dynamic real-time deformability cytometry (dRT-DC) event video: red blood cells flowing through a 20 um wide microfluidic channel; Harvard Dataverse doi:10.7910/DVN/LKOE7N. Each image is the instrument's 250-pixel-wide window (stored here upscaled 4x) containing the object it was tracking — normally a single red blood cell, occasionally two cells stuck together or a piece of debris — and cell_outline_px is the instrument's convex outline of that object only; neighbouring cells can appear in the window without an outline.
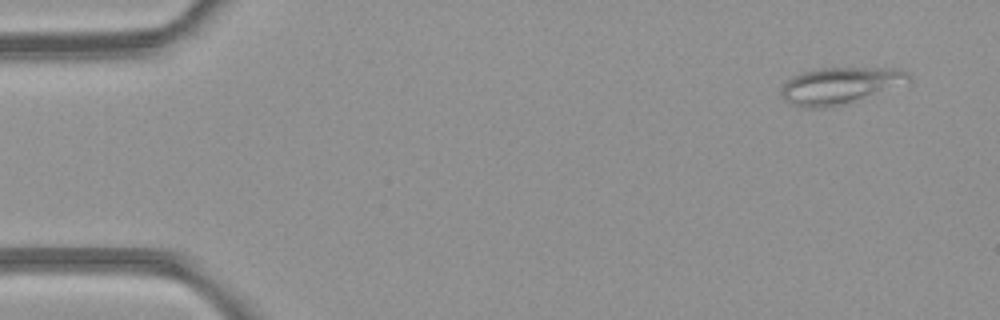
{"species": "common noctule bat (a hibernating species)", "species_latin": "Nyctalus noctula", "temperature_condition": "room temperature", "stored_images_in_passage": 4, "camera_frame_rate_fps": 3000, "um_per_image_px": 0.085, "animal": {"sex": "female", "body_mass_g": 21.9}, "frame": {"image": 1, "passage_image": 1, "time_ms": 0.0, "image_size_px": [1000, 320], "cell_outline_px": [[912, 80], [908, 84], [840, 104], [820, 108], [804, 108], [792, 104], [784, 100], [780, 92], [780, 88], [784, 80], [800, 72], [820, 68], [900, 68], [908, 72], [912, 76]], "centroid_in_image_um": [71.39, 7.25], "position_along_channel_um": 13.6, "area_um2": 27.4}}